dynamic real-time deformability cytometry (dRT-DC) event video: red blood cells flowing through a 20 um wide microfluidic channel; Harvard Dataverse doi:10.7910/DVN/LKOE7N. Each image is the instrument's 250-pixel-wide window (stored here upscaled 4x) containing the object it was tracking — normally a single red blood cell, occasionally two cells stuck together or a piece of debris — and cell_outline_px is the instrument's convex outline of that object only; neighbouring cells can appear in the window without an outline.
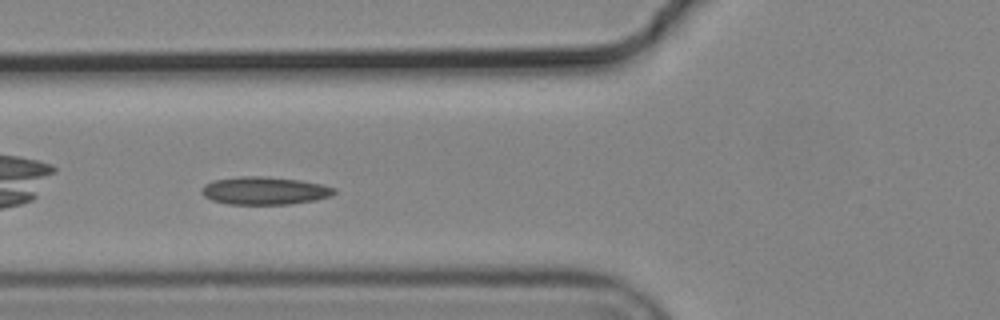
{"species": "common noctule bat (a hibernating species)", "species_latin": "Nyctalus noctula", "temperature_condition": "cold", "stored_images_in_passage": 8, "camera_frame_rate_fps": 3000, "um_per_image_px": 0.085, "animal": {"sex": "male", "body_mass_g": 19.2, "forearm_length_mm": 51.8}, "frame": {"image": 1, "passage_image": 6, "time_ms": 1.667, "image_size_px": [1000, 320], "cell_outline_px": [[336, 192], [328, 196], [316, 200], [292, 204], [228, 204], [212, 200], [204, 196], [200, 192], [200, 188], [204, 184], [212, 180], [240, 176], [264, 176], [300, 180], [324, 184], [336, 188]], "centroid_in_image_um": [22.47, 16.2], "position_along_channel_um": 103.3, "area_um2": 21.73}}
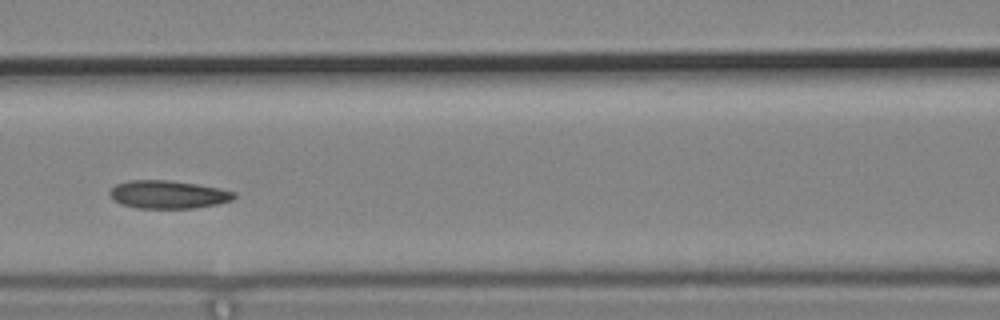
{"frame": {"image": 2, "passage_image": 7, "time_ms": 2.0, "image_size_px": [1000, 320], "cell_outline_px": [[236, 196], [232, 200], [216, 204], [192, 208], [136, 208], [120, 204], [112, 200], [108, 192], [116, 184], [128, 180], [168, 180], [196, 184], [220, 188], [236, 192]], "centroid_in_image_um": [14.25, 16.53], "position_along_channel_um": 152.3, "area_um2": 20.4}}
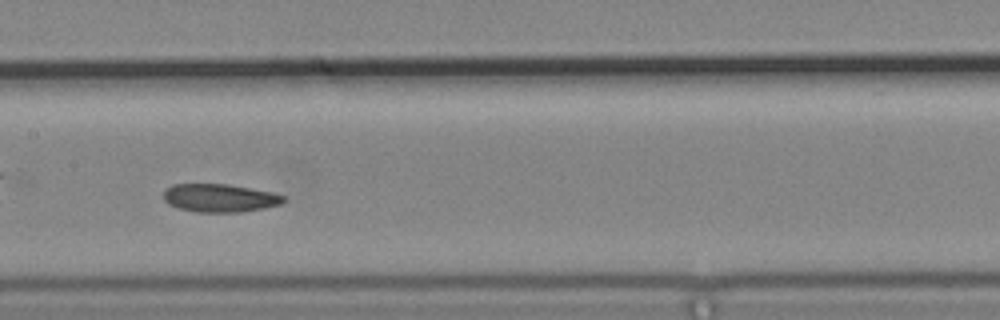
{"frame": {"image": 3, "passage_image": 8, "time_ms": 2.333, "image_size_px": [1000, 320], "cell_outline_px": [[288, 200], [280, 204], [264, 208], [240, 212], [196, 212], [180, 208], [168, 204], [164, 200], [164, 188], [172, 184], [228, 184], [272, 192], [284, 196]], "centroid_in_image_um": [18.67, 16.82], "position_along_channel_um": 188.7, "area_um2": 19.77}}